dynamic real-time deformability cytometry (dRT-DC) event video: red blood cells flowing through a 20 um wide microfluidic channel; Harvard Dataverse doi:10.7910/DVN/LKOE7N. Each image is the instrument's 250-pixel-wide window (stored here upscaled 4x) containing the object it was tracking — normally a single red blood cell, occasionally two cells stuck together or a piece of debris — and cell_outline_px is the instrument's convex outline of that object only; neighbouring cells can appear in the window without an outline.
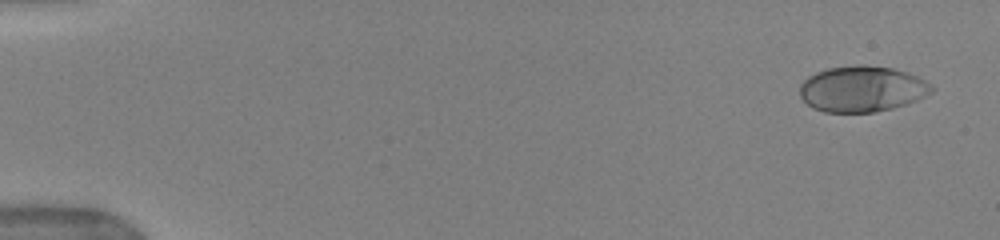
{"species": "human", "species_latin": "Homo sapiens", "temperature_condition": "warm", "stored_images_in_passage": 52, "camera_frame_rate_fps": 3000, "um_per_image_px": 0.085, "donor": {"sex": "female"}, "frame": {"image": 1, "passage_image": 3, "time_ms": 0.667, "image_size_px": [1000, 240], "cell_outline_px": [[936, 88], [932, 92], [916, 100], [892, 108], [872, 112], [824, 112], [812, 108], [800, 96], [800, 84], [808, 76], [816, 72], [828, 68], [860, 64], [864, 64], [892, 68], [908, 72], [924, 80]], "centroid_in_image_um": [73.26, 7.55], "position_along_channel_um": 11.7, "area_um2": 35.26}}
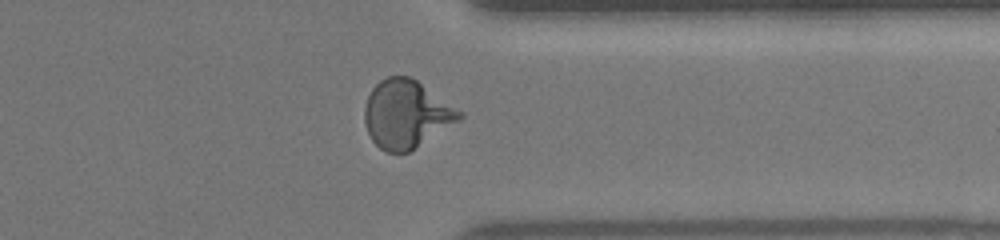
{"frame": {"image": 2, "passage_image": 42, "time_ms": 13.667, "image_size_px": [1000, 240], "cell_outline_px": [[464, 116], [460, 120], [408, 152], [388, 152], [380, 148], [372, 140], [368, 132], [364, 120], [364, 108], [368, 96], [372, 88], [380, 80], [388, 76], [408, 76], [416, 80], [464, 112]], "centroid_in_image_um": [34.53, 9.69], "position_along_channel_um": 376.9, "area_um2": 37.28}}
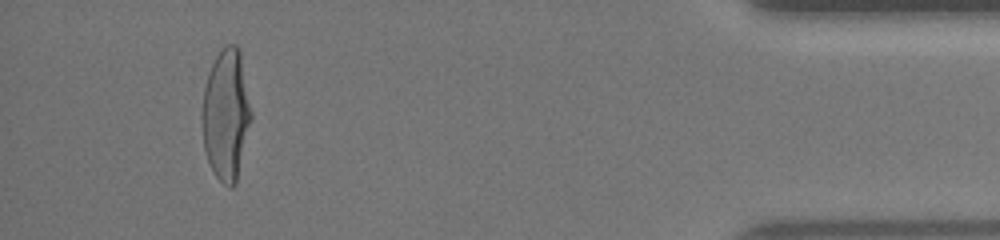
{"frame": {"image": 3, "passage_image": 49, "time_ms": 16.0, "image_size_px": [1000, 240], "cell_outline_px": [[252, 120], [236, 184], [232, 188], [228, 188], [216, 176], [208, 160], [204, 148], [200, 120], [200, 116], [204, 88], [208, 72], [216, 56], [224, 44], [236, 44], [240, 48], [252, 112]], "centroid_in_image_um": [19.22, 9.73], "position_along_channel_um": 416.0, "area_um2": 38.26}, "authors_computed_cell_mechanics": {"area_um2": 35.3158, "velocity_mm_per_s": 3.9582, "shape_relaxation_time_tau1_ms": 4.8298, "shape_relaxation_time_tau2_ms": null, "deformation_change_tau1": 0.2244, "deformation_change_tau2": null}}